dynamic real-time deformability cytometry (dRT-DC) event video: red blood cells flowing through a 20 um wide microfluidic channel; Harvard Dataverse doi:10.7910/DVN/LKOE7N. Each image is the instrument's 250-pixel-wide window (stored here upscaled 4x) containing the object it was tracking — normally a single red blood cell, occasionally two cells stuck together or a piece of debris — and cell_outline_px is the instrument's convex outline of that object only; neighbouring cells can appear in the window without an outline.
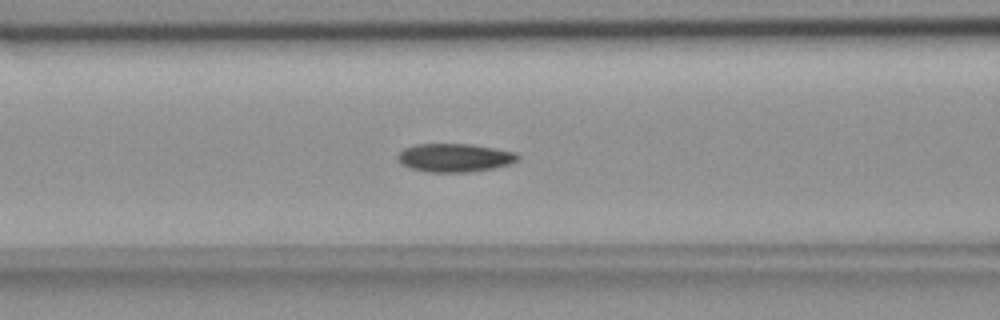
{"species": "common noctule bat (a hibernating species)", "species_latin": "Nyctalus noctula", "temperature_condition": "room temperature", "stored_images_in_passage": 46, "camera_frame_rate_fps": 3000, "um_per_image_px": 0.085, "animal": {"sex": "female", "body_mass_g": 18.4}, "frame": {"image": 1, "passage_image": 14, "time_ms": 4.333, "image_size_px": [1000, 320], "cell_outline_px": [[520, 160], [508, 164], [492, 168], [468, 172], [428, 172], [412, 168], [404, 164], [396, 156], [404, 148], [416, 144], [472, 144], [516, 152], [520, 156]], "centroid_in_image_um": [38.68, 13.39], "position_along_channel_um": 127.9, "area_um2": 19.71}}
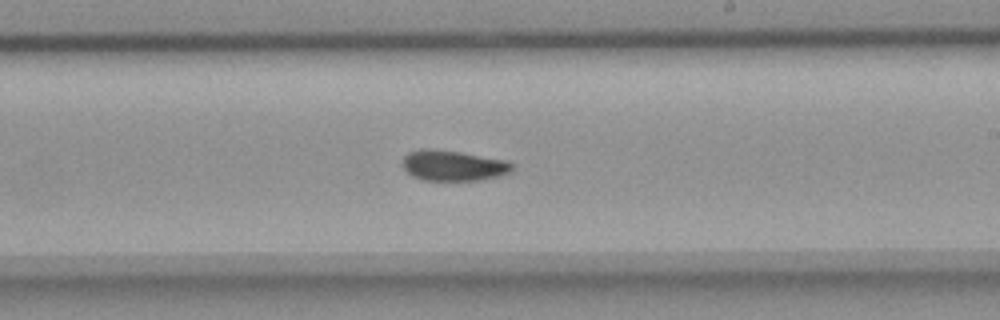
{"frame": {"image": 2, "passage_image": 24, "time_ms": 7.667, "image_size_px": [1000, 320], "cell_outline_px": [[516, 164], [512, 172], [500, 176], [480, 180], [424, 180], [412, 176], [404, 168], [404, 156], [408, 152], [420, 148], [432, 148], [460, 152], [508, 160]], "centroid_in_image_um": [38.59, 14.06], "position_along_channel_um": 250.4, "area_um2": 19.77}}
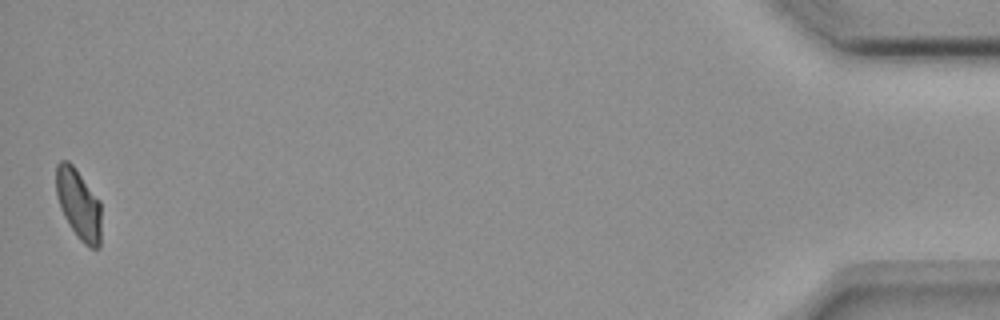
{"frame": {"image": 3, "passage_image": 46, "time_ms": 15.0, "image_size_px": [1000, 320], "cell_outline_px": [[100, 248], [88, 248], [76, 236], [64, 216], [60, 208], [56, 192], [56, 164], [60, 160], [68, 160], [72, 164], [100, 200]], "centroid_in_image_um": [6.67, 17.36], "position_along_channel_um": 428.5, "area_um2": 18.55}, "authors_computed_cell_mechanics": {"area_um2": 19.5942, "velocity_mm_per_s": 3.6999, "shape_relaxation_time_tau1_ms": 11.0643, "shape_relaxation_time_tau2_ms": 3.6899, "deformation_change_tau1": 0.2016, "deformation_change_tau2": 0.0707}}